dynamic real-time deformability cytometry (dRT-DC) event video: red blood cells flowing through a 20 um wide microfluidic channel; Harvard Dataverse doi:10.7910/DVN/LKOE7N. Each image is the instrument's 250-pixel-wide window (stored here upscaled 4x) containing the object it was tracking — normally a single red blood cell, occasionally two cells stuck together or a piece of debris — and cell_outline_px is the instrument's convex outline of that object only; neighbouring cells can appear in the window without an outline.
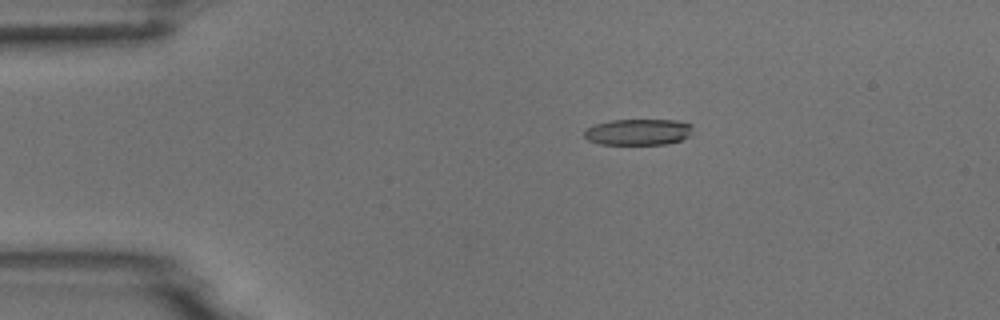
{"species": "common noctule bat (a hibernating species)", "species_latin": "Nyctalus noctula", "temperature_condition": "room temperature", "stored_images_in_passage": 8, "camera_frame_rate_fps": 3000, "um_per_image_px": 0.085, "animal": {"sex": "male", "body_mass_g": 18.8}, "frame": {"image": 1, "passage_image": 2, "time_ms": 1.333, "image_size_px": [1000, 320], "cell_outline_px": [[692, 128], [688, 136], [680, 140], [668, 144], [600, 144], [588, 140], [584, 136], [584, 132], [588, 128], [596, 124], [612, 120], [676, 120], [692, 124]], "centroid_in_image_um": [54.25, 11.22], "position_along_channel_um": 30.7, "area_um2": 16.42}}
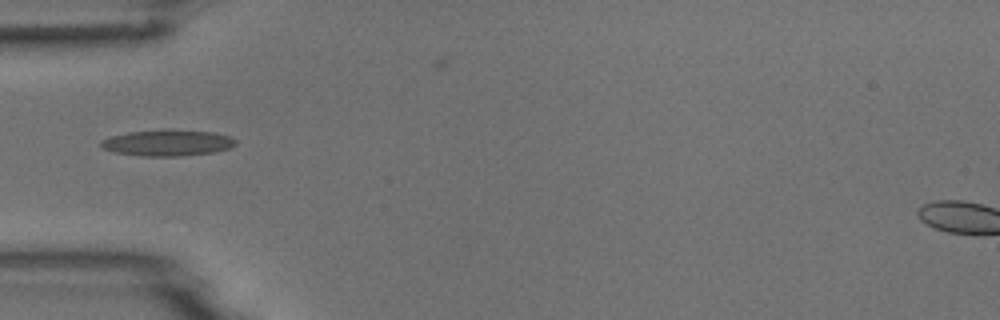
{"frame": {"image": 2, "passage_image": 4, "time_ms": 3.667, "image_size_px": [1000, 320], "cell_outline_px": [[236, 144], [232, 148], [212, 152], [180, 156], [140, 156], [112, 152], [104, 148], [100, 144], [100, 140], [112, 136], [128, 132], [164, 128], [168, 128], [212, 132], [232, 136], [236, 140]], "centroid_in_image_um": [14.25, 12.12], "position_along_channel_um": 70.7, "area_um2": 20.98}}